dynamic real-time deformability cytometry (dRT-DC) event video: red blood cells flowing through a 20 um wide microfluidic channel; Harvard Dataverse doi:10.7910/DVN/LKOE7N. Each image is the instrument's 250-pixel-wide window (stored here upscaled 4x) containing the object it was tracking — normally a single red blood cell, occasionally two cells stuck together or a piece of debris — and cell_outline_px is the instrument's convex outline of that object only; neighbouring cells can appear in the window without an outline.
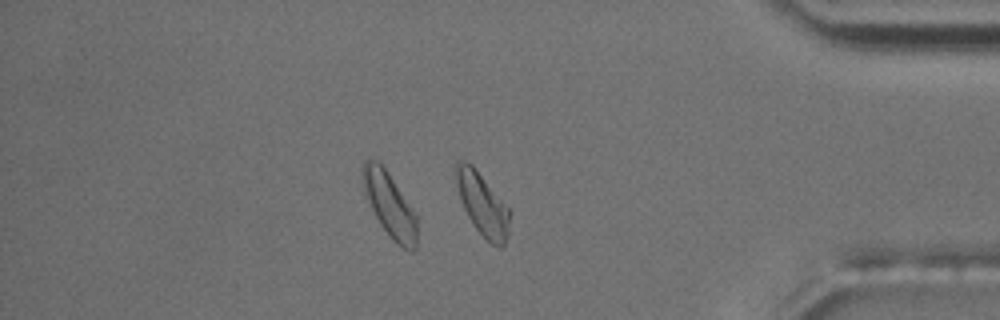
{"species": "common noctule bat (a hibernating species)", "species_latin": "Nyctalus noctula", "temperature_condition": "room temperature", "stored_images_in_passage": 56, "camera_frame_rate_fps": 3000, "um_per_image_px": 0.085, "animal": {"sex": "male", "body_mass_g": 17.5, "forearm_length_mm": 52.3}, "frame": {"image": 1, "passage_image": 48, "time_ms": 15.667, "image_size_px": [1000, 320], "cell_outline_px": [[512, 212], [508, 232], [504, 244], [500, 248], [492, 244], [476, 228], [468, 216], [460, 200], [456, 180], [456, 160], [464, 160], [472, 164]], "centroid_in_image_um": [41.02, 17.35], "position_along_channel_um": 394.2, "area_um2": 19.31}, "authors_computed_cell_mechanics": {"area_um2": 18.9295, "velocity_mm_per_s": 3.644, "shape_relaxation_time_tau1_ms": 6.1086, "shape_relaxation_time_tau2_ms": null, "deformation_change_tau1": 0.1402, "deformation_change_tau2": null}}